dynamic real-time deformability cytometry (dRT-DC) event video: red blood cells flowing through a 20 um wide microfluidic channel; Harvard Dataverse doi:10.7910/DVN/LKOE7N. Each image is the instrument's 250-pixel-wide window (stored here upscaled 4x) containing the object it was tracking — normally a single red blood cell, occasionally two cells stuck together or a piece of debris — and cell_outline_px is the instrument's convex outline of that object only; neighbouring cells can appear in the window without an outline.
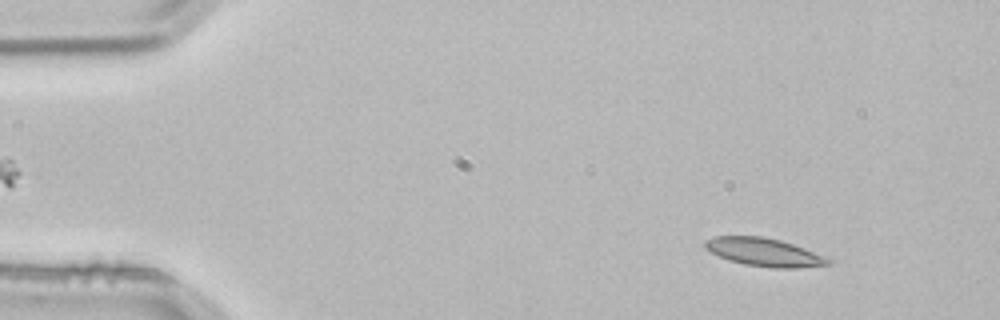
{"species": "common noctule bat (a hibernating species)", "species_latin": "Nyctalus noctula", "temperature_condition": "room temperature", "stored_images_in_passage": 2, "camera_frame_rate_fps": 3000, "um_per_image_px": 0.085, "animal": {"sex": "male", "body_mass_g": 21.5, "forearm_length_mm": 52.0}, "frame": {"image": 1, "passage_image": 1, "time_ms": 0.0, "image_size_px": [1000, 320], "cell_outline_px": [[832, 264], [796, 268], [772, 268], [744, 264], [728, 260], [704, 248], [704, 240], [716, 236], [764, 236], [780, 240], [792, 244], [832, 260]], "centroid_in_image_um": [64.91, 21.43], "position_along_channel_um": 20.1, "area_um2": 20.0}}